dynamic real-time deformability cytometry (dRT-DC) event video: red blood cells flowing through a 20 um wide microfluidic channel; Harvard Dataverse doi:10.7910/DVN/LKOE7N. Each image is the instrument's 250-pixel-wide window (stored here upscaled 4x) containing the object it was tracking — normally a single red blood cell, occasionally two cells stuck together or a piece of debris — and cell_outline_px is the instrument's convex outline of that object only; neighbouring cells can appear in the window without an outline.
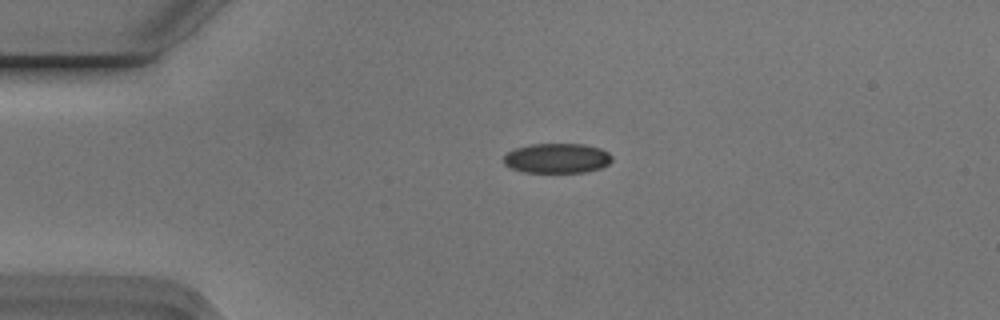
{"species": "Egyptian fruit bat (a non-hibernating species)", "species_latin": "Rousettus aegyptiacus", "temperature_condition": "cold", "stored_images_in_passage": 2, "camera_frame_rate_fps": 3000, "um_per_image_px": 0.085, "animal": {"sex": "male"}, "frame": {"image": 1, "passage_image": 1, "time_ms": 0.0, "image_size_px": [1000, 320], "cell_outline_px": [[612, 160], [608, 164], [600, 168], [584, 172], [524, 172], [512, 168], [504, 164], [504, 156], [508, 152], [516, 148], [532, 144], [584, 144], [600, 148], [608, 152], [612, 156]], "centroid_in_image_um": [47.36, 13.45], "position_along_channel_um": 37.6, "area_um2": 18.73}}